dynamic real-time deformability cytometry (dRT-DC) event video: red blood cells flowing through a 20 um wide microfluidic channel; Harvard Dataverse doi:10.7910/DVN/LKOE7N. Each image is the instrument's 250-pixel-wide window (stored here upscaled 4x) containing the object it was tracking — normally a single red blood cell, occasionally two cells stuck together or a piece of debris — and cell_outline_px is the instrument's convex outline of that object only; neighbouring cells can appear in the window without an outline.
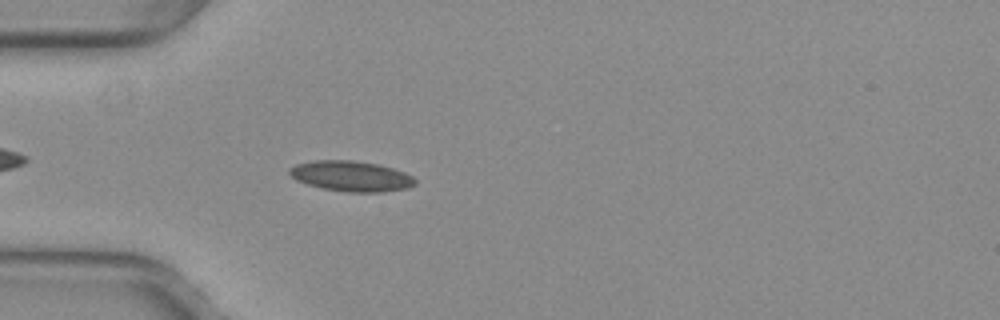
{"species": "common noctule bat (a hibernating species)", "species_latin": "Nyctalus noctula", "temperature_condition": "warm", "stored_images_in_passage": 42, "camera_frame_rate_fps": 3000, "um_per_image_px": 0.085, "animal": {"sex": "female", "body_mass_g": 29.2, "forearm_length_mm": 56.3}, "frame": {"image": 1, "passage_image": 5, "time_ms": 1.333, "image_size_px": [1000, 320], "cell_outline_px": [[416, 184], [408, 188], [380, 192], [348, 192], [324, 188], [308, 184], [296, 180], [288, 172], [288, 168], [296, 164], [316, 160], [352, 160], [380, 164], [404, 172], [412, 176], [416, 180]], "centroid_in_image_um": [29.86, 14.96], "position_along_channel_um": 55.1, "area_um2": 22.25}}
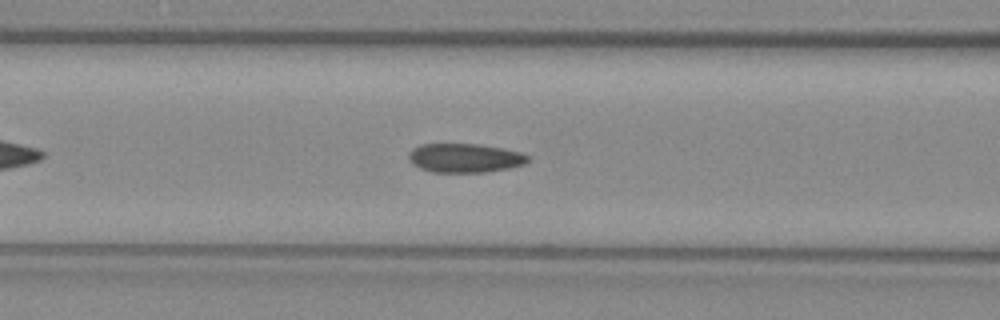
{"frame": {"image": 2, "passage_image": 11, "time_ms": 3.333, "image_size_px": [1000, 320], "cell_outline_px": [[532, 160], [524, 164], [508, 168], [484, 172], [432, 172], [420, 168], [412, 164], [408, 160], [408, 152], [412, 148], [420, 144], [476, 144], [504, 148], [524, 152]], "centroid_in_image_um": [39.51, 13.42], "position_along_channel_um": 127.1, "area_um2": 20.4}}
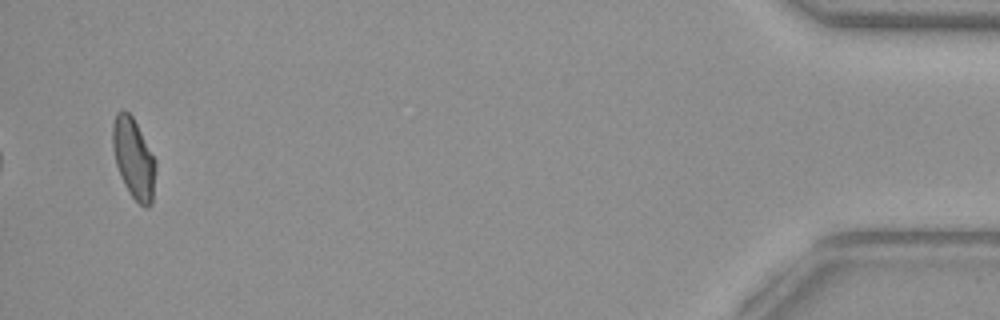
{"frame": {"image": 3, "passage_image": 40, "time_ms": 13.0, "image_size_px": [1000, 320], "cell_outline_px": [[156, 168], [152, 204], [148, 208], [144, 208], [128, 192], [120, 176], [116, 164], [112, 148], [112, 124], [116, 112], [124, 108], [132, 116], [156, 160]], "centroid_in_image_um": [11.35, 13.47], "position_along_channel_um": 423.8, "area_um2": 20.35}, "authors_computed_cell_mechanics": {"area_um2": 20.5479, "velocity_mm_per_s": 3.9689, "shape_relaxation_time_tau1_ms": 6.2178, "shape_relaxation_time_tau2_ms": 1.1424, "deformation_change_tau1": 0.1403, "deformation_change_tau2": 0.0567}}